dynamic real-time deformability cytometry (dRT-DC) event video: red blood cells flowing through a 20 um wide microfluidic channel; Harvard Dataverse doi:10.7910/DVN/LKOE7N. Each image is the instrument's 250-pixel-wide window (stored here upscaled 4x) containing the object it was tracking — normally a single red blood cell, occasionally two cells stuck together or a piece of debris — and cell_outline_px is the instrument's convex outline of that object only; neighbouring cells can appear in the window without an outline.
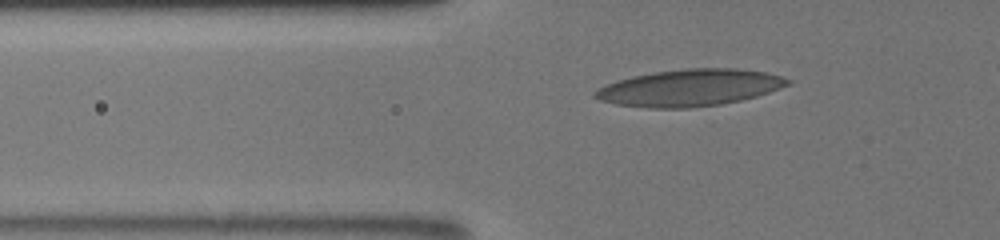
{"species": "human", "species_latin": "Homo sapiens", "temperature_condition": "room temperature", "stored_images_in_passage": 50, "camera_frame_rate_fps": 3000, "um_per_image_px": 0.085, "donor": {"sex": "male"}, "frame": {"image": 1, "passage_image": 17, "time_ms": 5.333, "image_size_px": [1000, 240], "cell_outline_px": [[792, 84], [756, 96], [740, 100], [720, 104], [688, 108], [648, 108], [616, 104], [600, 100], [592, 96], [592, 92], [616, 80], [632, 76], [656, 72], [684, 68], [736, 68], [764, 72], [780, 76], [792, 80]], "centroid_in_image_um": [58.62, 7.46], "position_along_channel_um": 67.2, "area_um2": 41.21}}
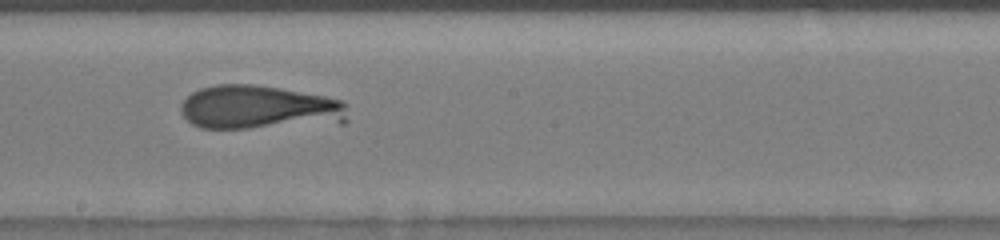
{"frame": {"image": 2, "passage_image": 30, "time_ms": 9.667, "image_size_px": [1000, 240], "cell_outline_px": [[348, 120], [344, 124], [248, 128], [200, 128], [192, 124], [180, 112], [180, 104], [192, 92], [200, 88], [216, 84], [252, 84], [280, 88], [324, 96], [344, 100], [348, 104]], "centroid_in_image_um": [22.12, 9.15], "position_along_channel_um": 226.1, "area_um2": 43.58}}
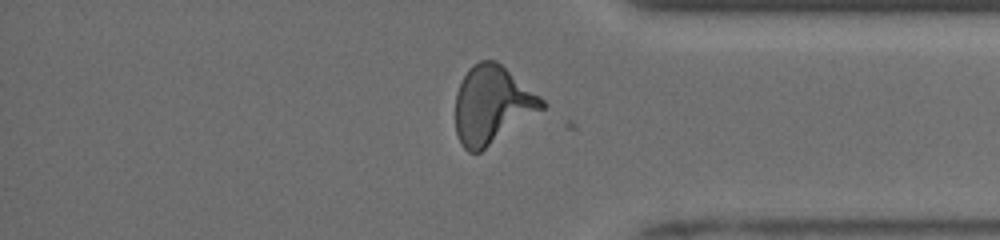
{"frame": {"image": 3, "passage_image": 43, "time_ms": 14.0, "image_size_px": [1000, 240], "cell_outline_px": [[548, 104], [544, 108], [480, 152], [468, 152], [464, 148], [456, 132], [456, 92], [468, 68], [472, 64], [480, 60], [496, 60], [540, 96]], "centroid_in_image_um": [41.82, 8.9], "position_along_channel_um": 393.4, "area_um2": 38.84}}